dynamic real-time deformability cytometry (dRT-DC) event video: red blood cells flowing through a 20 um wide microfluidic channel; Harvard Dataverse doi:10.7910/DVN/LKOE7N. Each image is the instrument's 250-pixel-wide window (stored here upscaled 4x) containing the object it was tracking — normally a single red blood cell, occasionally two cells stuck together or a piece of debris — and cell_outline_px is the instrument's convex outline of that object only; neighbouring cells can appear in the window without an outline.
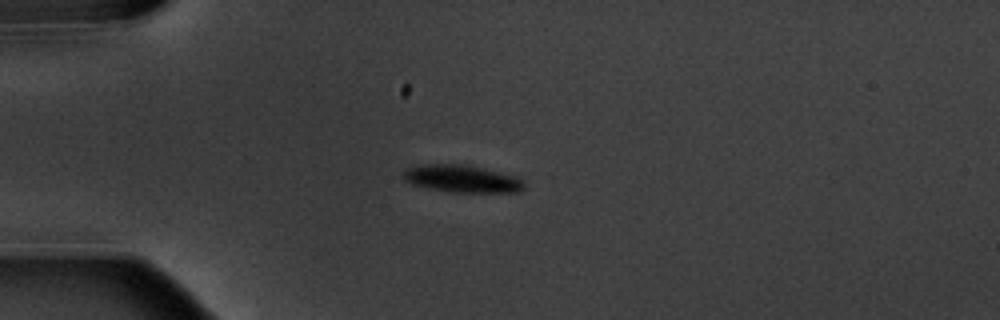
{"species": "common noctule bat (a hibernating species)", "species_latin": "Nyctalus noctula", "temperature_condition": "warm", "stored_images_in_passage": 14, "camera_frame_rate_fps": 3000, "um_per_image_px": 0.085, "animal": {"sex": "male", "body_mass_g": 20.1, "forearm_length_mm": 53.5}, "frame": {"image": 1, "passage_image": 3, "time_ms": 3.0, "image_size_px": [1000, 320], "cell_outline_px": [[524, 188], [520, 192], [448, 192], [428, 188], [412, 184], [404, 180], [404, 168], [416, 164], [460, 164], [480, 168], [516, 176], [524, 184]], "centroid_in_image_um": [39.2, 15.19], "position_along_channel_um": 45.8, "area_um2": 19.19}}
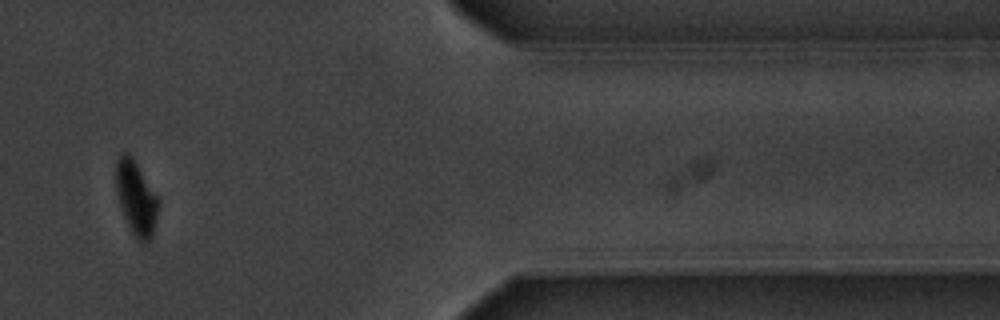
{"frame": {"image": 2, "passage_image": 12, "time_ms": 14.333, "image_size_px": [1000, 320], "cell_outline_px": [[160, 204], [152, 236], [144, 244], [140, 244], [132, 232], [124, 216], [120, 204], [116, 188], [116, 160], [120, 152], [128, 152], [132, 156], [160, 200]], "centroid_in_image_um": [11.58, 16.81], "position_along_channel_um": 399.8, "area_um2": 18.32}, "authors_computed_cell_mechanics": {"area_um2": 20.23, "velocity_mm_per_s": 3.5987, "shape_relaxation_time_tau1_ms": 1.3151, "shape_relaxation_time_tau2_ms": null, "deformation_change_tau1": 0.0897, "deformation_change_tau2": null}}